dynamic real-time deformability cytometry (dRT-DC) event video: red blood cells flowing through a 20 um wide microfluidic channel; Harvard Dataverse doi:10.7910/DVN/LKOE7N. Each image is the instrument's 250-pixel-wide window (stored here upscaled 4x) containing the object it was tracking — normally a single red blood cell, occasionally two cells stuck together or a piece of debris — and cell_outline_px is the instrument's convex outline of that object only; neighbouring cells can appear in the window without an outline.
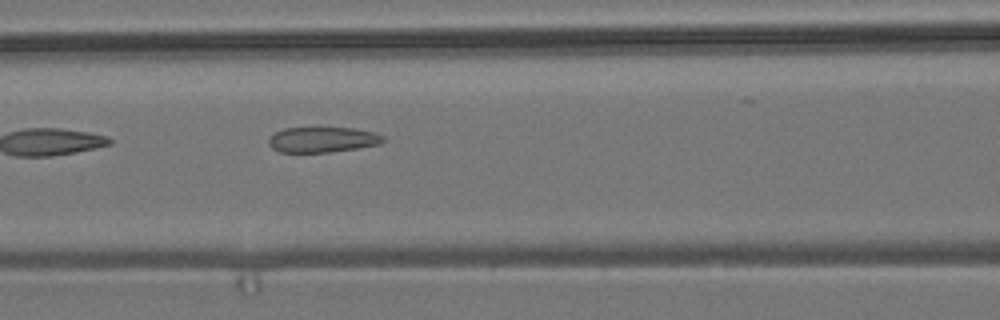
{"species": "common noctule bat (a hibernating species)", "species_latin": "Nyctalus noctula", "temperature_condition": "room temperature", "stored_images_in_passage": 3, "camera_frame_rate_fps": 3000, "um_per_image_px": 0.085, "animal": {"sex": "male", "body_mass_g": 19.2, "forearm_length_mm": 51.8}, "frame": {"image": 1, "passage_image": 3, "time_ms": 2.333, "image_size_px": [1000, 320], "cell_outline_px": [[384, 140], [380, 144], [356, 148], [328, 152], [280, 152], [272, 148], [268, 144], [268, 140], [276, 132], [284, 128], [356, 128], [376, 132], [384, 136]], "centroid_in_image_um": [27.43, 11.86], "position_along_channel_um": 139.2, "area_um2": 16.88}}